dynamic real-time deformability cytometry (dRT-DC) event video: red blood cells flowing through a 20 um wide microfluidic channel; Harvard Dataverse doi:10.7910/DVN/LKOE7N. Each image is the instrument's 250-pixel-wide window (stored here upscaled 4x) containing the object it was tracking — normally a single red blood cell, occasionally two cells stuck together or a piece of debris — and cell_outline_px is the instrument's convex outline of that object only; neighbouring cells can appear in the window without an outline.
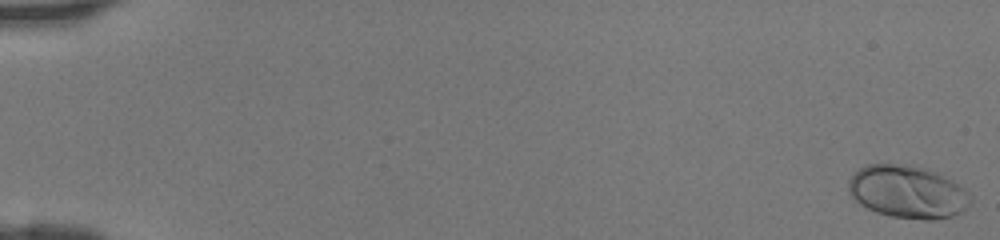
{"species": "human", "species_latin": "Homo sapiens", "temperature_condition": "room temperature", "stored_images_in_passage": 47, "camera_frame_rate_fps": 3000, "um_per_image_px": 0.085, "donor": {"sex": "female"}, "frame": {"image": 1, "passage_image": 1, "time_ms": 0.0, "image_size_px": [1000, 240], "cell_outline_px": [[972, 200], [960, 212], [952, 216], [936, 220], [924, 220], [892, 216], [876, 212], [860, 204], [848, 192], [848, 180], [860, 168], [868, 164], [896, 164], [924, 168], [952, 180], [964, 188], [972, 196]], "centroid_in_image_um": [77.14, 16.32], "position_along_channel_um": 7.9, "area_um2": 37.17}}
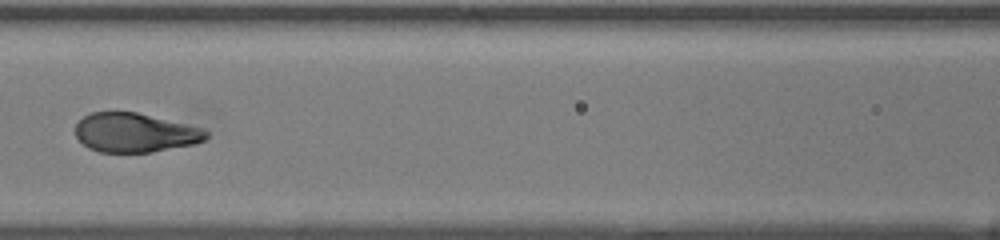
{"frame": {"image": 2, "passage_image": 23, "time_ms": 7.333, "image_size_px": [1000, 240], "cell_outline_px": [[208, 136], [204, 140], [192, 144], [152, 152], [100, 152], [88, 148], [76, 136], [76, 124], [84, 116], [92, 112], [136, 112], [204, 128], [208, 132]], "centroid_in_image_um": [11.47, 11.27], "position_along_channel_um": 155.1, "area_um2": 29.65}}
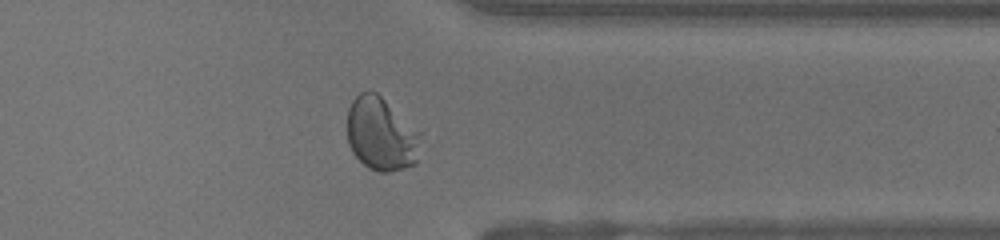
{"frame": {"image": 3, "passage_image": 38, "time_ms": 12.333, "image_size_px": [1000, 240], "cell_outline_px": [[424, 132], [416, 164], [404, 168], [388, 172], [376, 172], [368, 168], [352, 152], [348, 144], [348, 108], [352, 100], [360, 92], [368, 88], [376, 92]], "centroid_in_image_um": [32.45, 11.38], "position_along_channel_um": 378.9, "area_um2": 32.31}}